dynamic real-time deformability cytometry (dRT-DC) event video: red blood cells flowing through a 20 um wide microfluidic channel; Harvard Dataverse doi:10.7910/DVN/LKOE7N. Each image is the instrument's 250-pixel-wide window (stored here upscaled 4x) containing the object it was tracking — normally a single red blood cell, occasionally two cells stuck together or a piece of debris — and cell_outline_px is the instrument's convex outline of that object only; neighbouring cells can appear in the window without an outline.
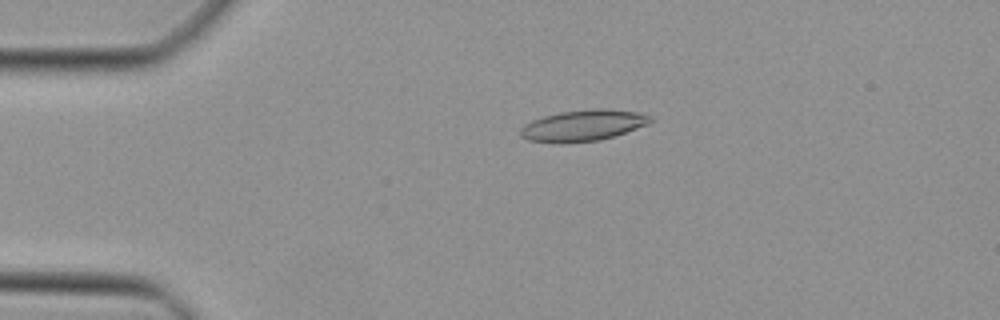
{"species": "Egyptian fruit bat (a non-hibernating species)", "species_latin": "Rousettus aegyptiacus", "temperature_condition": "cold", "stored_images_in_passage": 47, "camera_frame_rate_fps": 3000, "um_per_image_px": 0.085, "animal": {"sex": "female"}, "frame": {"image": 1, "passage_image": 10, "time_ms": 3.0, "image_size_px": [1000, 320], "cell_outline_px": [[652, 120], [648, 124], [616, 136], [600, 140], [528, 140], [520, 136], [520, 128], [524, 124], [532, 120], [544, 116], [560, 112], [592, 108], [604, 108], [636, 112], [652, 116]], "centroid_in_image_um": [49.62, 10.61], "position_along_channel_um": 35.4, "area_um2": 22.83}}
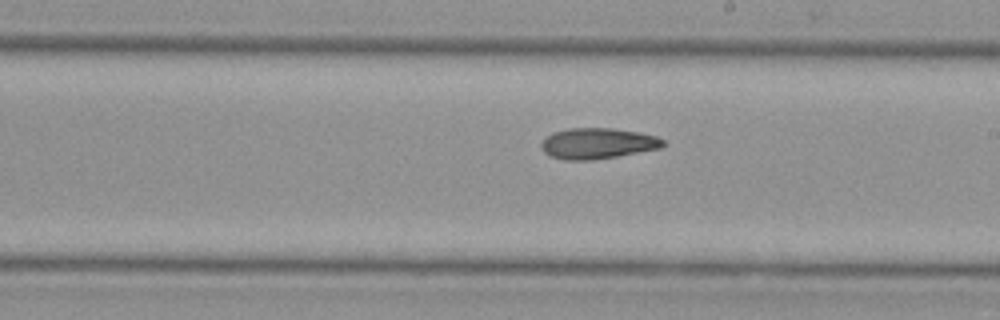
{"frame": {"image": 2, "passage_image": 27, "time_ms": 8.667, "image_size_px": [1000, 320], "cell_outline_px": [[664, 144], [660, 148], [616, 156], [592, 160], [564, 160], [552, 156], [544, 152], [540, 148], [540, 144], [552, 132], [568, 128], [612, 128], [636, 132], [656, 136], [664, 140]], "centroid_in_image_um": [50.76, 12.19], "position_along_channel_um": 238.2, "area_um2": 21.68}}
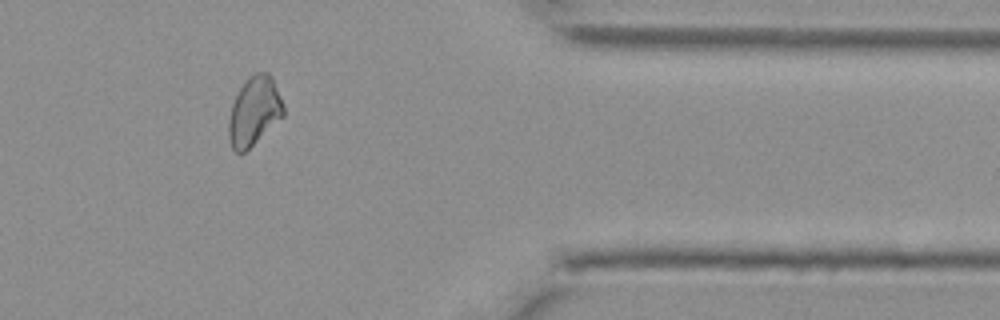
{"frame": {"image": 3, "passage_image": 39, "time_ms": 12.667, "image_size_px": [1000, 320], "cell_outline_px": [[284, 116], [244, 152], [236, 152], [232, 148], [228, 140], [228, 120], [232, 104], [244, 80], [248, 76], [256, 72], [268, 72], [272, 76], [284, 104]], "centroid_in_image_um": [21.6, 9.42], "position_along_channel_um": 389.8, "area_um2": 22.08}}